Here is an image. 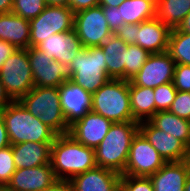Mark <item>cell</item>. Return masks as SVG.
Returning a JSON list of instances; mask_svg holds the SVG:
<instances>
[{"label":"cell","instance_id":"obj_43","mask_svg":"<svg viewBox=\"0 0 190 191\" xmlns=\"http://www.w3.org/2000/svg\"><path fill=\"white\" fill-rule=\"evenodd\" d=\"M13 0H0V14L12 11Z\"/></svg>","mask_w":190,"mask_h":191},{"label":"cell","instance_id":"obj_27","mask_svg":"<svg viewBox=\"0 0 190 191\" xmlns=\"http://www.w3.org/2000/svg\"><path fill=\"white\" fill-rule=\"evenodd\" d=\"M118 8L120 21L124 24L141 23L155 18L156 7L147 0H125Z\"/></svg>","mask_w":190,"mask_h":191},{"label":"cell","instance_id":"obj_30","mask_svg":"<svg viewBox=\"0 0 190 191\" xmlns=\"http://www.w3.org/2000/svg\"><path fill=\"white\" fill-rule=\"evenodd\" d=\"M45 7L44 0H13L11 12L27 20H31L39 16Z\"/></svg>","mask_w":190,"mask_h":191},{"label":"cell","instance_id":"obj_36","mask_svg":"<svg viewBox=\"0 0 190 191\" xmlns=\"http://www.w3.org/2000/svg\"><path fill=\"white\" fill-rule=\"evenodd\" d=\"M102 11L113 34L124 25V22L120 21V10L118 7H102Z\"/></svg>","mask_w":190,"mask_h":191},{"label":"cell","instance_id":"obj_28","mask_svg":"<svg viewBox=\"0 0 190 191\" xmlns=\"http://www.w3.org/2000/svg\"><path fill=\"white\" fill-rule=\"evenodd\" d=\"M167 52L176 64L190 65V33L171 29Z\"/></svg>","mask_w":190,"mask_h":191},{"label":"cell","instance_id":"obj_23","mask_svg":"<svg viewBox=\"0 0 190 191\" xmlns=\"http://www.w3.org/2000/svg\"><path fill=\"white\" fill-rule=\"evenodd\" d=\"M127 45L113 34L100 46L105 55L107 74L112 79L125 80Z\"/></svg>","mask_w":190,"mask_h":191},{"label":"cell","instance_id":"obj_16","mask_svg":"<svg viewBox=\"0 0 190 191\" xmlns=\"http://www.w3.org/2000/svg\"><path fill=\"white\" fill-rule=\"evenodd\" d=\"M121 174L96 166L72 177V191H119Z\"/></svg>","mask_w":190,"mask_h":191},{"label":"cell","instance_id":"obj_35","mask_svg":"<svg viewBox=\"0 0 190 191\" xmlns=\"http://www.w3.org/2000/svg\"><path fill=\"white\" fill-rule=\"evenodd\" d=\"M173 85L177 91L190 92V65L176 64Z\"/></svg>","mask_w":190,"mask_h":191},{"label":"cell","instance_id":"obj_7","mask_svg":"<svg viewBox=\"0 0 190 191\" xmlns=\"http://www.w3.org/2000/svg\"><path fill=\"white\" fill-rule=\"evenodd\" d=\"M0 79L13 101H18L34 87L27 49H18L5 61L0 68Z\"/></svg>","mask_w":190,"mask_h":191},{"label":"cell","instance_id":"obj_41","mask_svg":"<svg viewBox=\"0 0 190 191\" xmlns=\"http://www.w3.org/2000/svg\"><path fill=\"white\" fill-rule=\"evenodd\" d=\"M6 125L4 119L0 113V149L10 146Z\"/></svg>","mask_w":190,"mask_h":191},{"label":"cell","instance_id":"obj_9","mask_svg":"<svg viewBox=\"0 0 190 191\" xmlns=\"http://www.w3.org/2000/svg\"><path fill=\"white\" fill-rule=\"evenodd\" d=\"M27 54L34 86L58 88L63 82L72 79L73 71L70 64L60 63L36 47H29Z\"/></svg>","mask_w":190,"mask_h":191},{"label":"cell","instance_id":"obj_12","mask_svg":"<svg viewBox=\"0 0 190 191\" xmlns=\"http://www.w3.org/2000/svg\"><path fill=\"white\" fill-rule=\"evenodd\" d=\"M175 66L176 62L167 51L150 54L140 71L129 82L132 85L154 89L173 82Z\"/></svg>","mask_w":190,"mask_h":191},{"label":"cell","instance_id":"obj_38","mask_svg":"<svg viewBox=\"0 0 190 191\" xmlns=\"http://www.w3.org/2000/svg\"><path fill=\"white\" fill-rule=\"evenodd\" d=\"M99 5V0H68V7L74 12Z\"/></svg>","mask_w":190,"mask_h":191},{"label":"cell","instance_id":"obj_49","mask_svg":"<svg viewBox=\"0 0 190 191\" xmlns=\"http://www.w3.org/2000/svg\"><path fill=\"white\" fill-rule=\"evenodd\" d=\"M147 1L151 2L156 7L160 0H147Z\"/></svg>","mask_w":190,"mask_h":191},{"label":"cell","instance_id":"obj_25","mask_svg":"<svg viewBox=\"0 0 190 191\" xmlns=\"http://www.w3.org/2000/svg\"><path fill=\"white\" fill-rule=\"evenodd\" d=\"M132 118L140 123L148 121L155 114V94L152 88L132 85L129 82Z\"/></svg>","mask_w":190,"mask_h":191},{"label":"cell","instance_id":"obj_37","mask_svg":"<svg viewBox=\"0 0 190 191\" xmlns=\"http://www.w3.org/2000/svg\"><path fill=\"white\" fill-rule=\"evenodd\" d=\"M139 23L124 24L114 34L128 45H136V29Z\"/></svg>","mask_w":190,"mask_h":191},{"label":"cell","instance_id":"obj_5","mask_svg":"<svg viewBox=\"0 0 190 191\" xmlns=\"http://www.w3.org/2000/svg\"><path fill=\"white\" fill-rule=\"evenodd\" d=\"M91 111L113 123L134 121L130 106L129 81L110 79L92 94Z\"/></svg>","mask_w":190,"mask_h":191},{"label":"cell","instance_id":"obj_26","mask_svg":"<svg viewBox=\"0 0 190 191\" xmlns=\"http://www.w3.org/2000/svg\"><path fill=\"white\" fill-rule=\"evenodd\" d=\"M190 12V0H160L155 17L170 29L178 28Z\"/></svg>","mask_w":190,"mask_h":191},{"label":"cell","instance_id":"obj_44","mask_svg":"<svg viewBox=\"0 0 190 191\" xmlns=\"http://www.w3.org/2000/svg\"><path fill=\"white\" fill-rule=\"evenodd\" d=\"M125 0H99L101 7H119V5Z\"/></svg>","mask_w":190,"mask_h":191},{"label":"cell","instance_id":"obj_47","mask_svg":"<svg viewBox=\"0 0 190 191\" xmlns=\"http://www.w3.org/2000/svg\"><path fill=\"white\" fill-rule=\"evenodd\" d=\"M184 191H190V172L185 181Z\"/></svg>","mask_w":190,"mask_h":191},{"label":"cell","instance_id":"obj_2","mask_svg":"<svg viewBox=\"0 0 190 191\" xmlns=\"http://www.w3.org/2000/svg\"><path fill=\"white\" fill-rule=\"evenodd\" d=\"M138 131L139 123L136 121L113 123L102 142L94 149L96 166L122 174L131 142Z\"/></svg>","mask_w":190,"mask_h":191},{"label":"cell","instance_id":"obj_11","mask_svg":"<svg viewBox=\"0 0 190 191\" xmlns=\"http://www.w3.org/2000/svg\"><path fill=\"white\" fill-rule=\"evenodd\" d=\"M165 163L158 151L138 131L131 142L126 167L121 175L150 177Z\"/></svg>","mask_w":190,"mask_h":191},{"label":"cell","instance_id":"obj_48","mask_svg":"<svg viewBox=\"0 0 190 191\" xmlns=\"http://www.w3.org/2000/svg\"><path fill=\"white\" fill-rule=\"evenodd\" d=\"M0 191H14L8 185H0Z\"/></svg>","mask_w":190,"mask_h":191},{"label":"cell","instance_id":"obj_42","mask_svg":"<svg viewBox=\"0 0 190 191\" xmlns=\"http://www.w3.org/2000/svg\"><path fill=\"white\" fill-rule=\"evenodd\" d=\"M13 100L6 93L4 85L0 79V111H2L7 105H9Z\"/></svg>","mask_w":190,"mask_h":191},{"label":"cell","instance_id":"obj_1","mask_svg":"<svg viewBox=\"0 0 190 191\" xmlns=\"http://www.w3.org/2000/svg\"><path fill=\"white\" fill-rule=\"evenodd\" d=\"M50 163L57 180H70L96 167L94 149L69 134L57 135L51 145Z\"/></svg>","mask_w":190,"mask_h":191},{"label":"cell","instance_id":"obj_17","mask_svg":"<svg viewBox=\"0 0 190 191\" xmlns=\"http://www.w3.org/2000/svg\"><path fill=\"white\" fill-rule=\"evenodd\" d=\"M48 57L63 64H71L79 51L83 49L81 41L78 39L76 31L53 34L37 47Z\"/></svg>","mask_w":190,"mask_h":191},{"label":"cell","instance_id":"obj_20","mask_svg":"<svg viewBox=\"0 0 190 191\" xmlns=\"http://www.w3.org/2000/svg\"><path fill=\"white\" fill-rule=\"evenodd\" d=\"M190 172V159L166 162L151 175L154 191H184L185 181Z\"/></svg>","mask_w":190,"mask_h":191},{"label":"cell","instance_id":"obj_18","mask_svg":"<svg viewBox=\"0 0 190 191\" xmlns=\"http://www.w3.org/2000/svg\"><path fill=\"white\" fill-rule=\"evenodd\" d=\"M56 180L51 164H44L16 169L7 185L14 191H44Z\"/></svg>","mask_w":190,"mask_h":191},{"label":"cell","instance_id":"obj_32","mask_svg":"<svg viewBox=\"0 0 190 191\" xmlns=\"http://www.w3.org/2000/svg\"><path fill=\"white\" fill-rule=\"evenodd\" d=\"M15 171L12 145L0 149V185H7Z\"/></svg>","mask_w":190,"mask_h":191},{"label":"cell","instance_id":"obj_31","mask_svg":"<svg viewBox=\"0 0 190 191\" xmlns=\"http://www.w3.org/2000/svg\"><path fill=\"white\" fill-rule=\"evenodd\" d=\"M153 90L155 94V113L159 111H168L172 102L175 100L177 92L173 82L162 84Z\"/></svg>","mask_w":190,"mask_h":191},{"label":"cell","instance_id":"obj_45","mask_svg":"<svg viewBox=\"0 0 190 191\" xmlns=\"http://www.w3.org/2000/svg\"><path fill=\"white\" fill-rule=\"evenodd\" d=\"M180 31L190 33V12L186 15L183 22L178 27Z\"/></svg>","mask_w":190,"mask_h":191},{"label":"cell","instance_id":"obj_40","mask_svg":"<svg viewBox=\"0 0 190 191\" xmlns=\"http://www.w3.org/2000/svg\"><path fill=\"white\" fill-rule=\"evenodd\" d=\"M44 191H72L69 180H56Z\"/></svg>","mask_w":190,"mask_h":191},{"label":"cell","instance_id":"obj_13","mask_svg":"<svg viewBox=\"0 0 190 191\" xmlns=\"http://www.w3.org/2000/svg\"><path fill=\"white\" fill-rule=\"evenodd\" d=\"M139 131L158 151L165 162H177L190 159V149L182 141L154 127L149 121L140 122Z\"/></svg>","mask_w":190,"mask_h":191},{"label":"cell","instance_id":"obj_29","mask_svg":"<svg viewBox=\"0 0 190 191\" xmlns=\"http://www.w3.org/2000/svg\"><path fill=\"white\" fill-rule=\"evenodd\" d=\"M150 53L138 45H127L125 80L130 81L147 61Z\"/></svg>","mask_w":190,"mask_h":191},{"label":"cell","instance_id":"obj_4","mask_svg":"<svg viewBox=\"0 0 190 191\" xmlns=\"http://www.w3.org/2000/svg\"><path fill=\"white\" fill-rule=\"evenodd\" d=\"M18 101L57 135L68 134L69 126L62 112L57 87L34 86Z\"/></svg>","mask_w":190,"mask_h":191},{"label":"cell","instance_id":"obj_15","mask_svg":"<svg viewBox=\"0 0 190 191\" xmlns=\"http://www.w3.org/2000/svg\"><path fill=\"white\" fill-rule=\"evenodd\" d=\"M113 122L93 111L69 126L68 134L84 146L95 149L108 133Z\"/></svg>","mask_w":190,"mask_h":191},{"label":"cell","instance_id":"obj_39","mask_svg":"<svg viewBox=\"0 0 190 191\" xmlns=\"http://www.w3.org/2000/svg\"><path fill=\"white\" fill-rule=\"evenodd\" d=\"M18 48L4 40H0V68L3 66L5 61L17 52Z\"/></svg>","mask_w":190,"mask_h":191},{"label":"cell","instance_id":"obj_14","mask_svg":"<svg viewBox=\"0 0 190 191\" xmlns=\"http://www.w3.org/2000/svg\"><path fill=\"white\" fill-rule=\"evenodd\" d=\"M62 112L68 126L80 120L92 109V94L71 80L58 87Z\"/></svg>","mask_w":190,"mask_h":191},{"label":"cell","instance_id":"obj_6","mask_svg":"<svg viewBox=\"0 0 190 191\" xmlns=\"http://www.w3.org/2000/svg\"><path fill=\"white\" fill-rule=\"evenodd\" d=\"M101 47L83 48L71 62V81L93 94L111 78Z\"/></svg>","mask_w":190,"mask_h":191},{"label":"cell","instance_id":"obj_3","mask_svg":"<svg viewBox=\"0 0 190 191\" xmlns=\"http://www.w3.org/2000/svg\"><path fill=\"white\" fill-rule=\"evenodd\" d=\"M11 145L22 142H54L57 134L39 117L33 116L19 101L0 111Z\"/></svg>","mask_w":190,"mask_h":191},{"label":"cell","instance_id":"obj_33","mask_svg":"<svg viewBox=\"0 0 190 191\" xmlns=\"http://www.w3.org/2000/svg\"><path fill=\"white\" fill-rule=\"evenodd\" d=\"M120 189L122 191H154V186L149 177L121 175Z\"/></svg>","mask_w":190,"mask_h":191},{"label":"cell","instance_id":"obj_22","mask_svg":"<svg viewBox=\"0 0 190 191\" xmlns=\"http://www.w3.org/2000/svg\"><path fill=\"white\" fill-rule=\"evenodd\" d=\"M0 40H4L18 49L30 47L29 20L13 12L0 14Z\"/></svg>","mask_w":190,"mask_h":191},{"label":"cell","instance_id":"obj_24","mask_svg":"<svg viewBox=\"0 0 190 191\" xmlns=\"http://www.w3.org/2000/svg\"><path fill=\"white\" fill-rule=\"evenodd\" d=\"M154 127L175 136L190 149V121L169 111L156 112L149 120Z\"/></svg>","mask_w":190,"mask_h":191},{"label":"cell","instance_id":"obj_46","mask_svg":"<svg viewBox=\"0 0 190 191\" xmlns=\"http://www.w3.org/2000/svg\"><path fill=\"white\" fill-rule=\"evenodd\" d=\"M46 6H68V0H44Z\"/></svg>","mask_w":190,"mask_h":191},{"label":"cell","instance_id":"obj_19","mask_svg":"<svg viewBox=\"0 0 190 191\" xmlns=\"http://www.w3.org/2000/svg\"><path fill=\"white\" fill-rule=\"evenodd\" d=\"M170 31L171 29L156 17L143 21L136 29V45L150 54L166 52Z\"/></svg>","mask_w":190,"mask_h":191},{"label":"cell","instance_id":"obj_8","mask_svg":"<svg viewBox=\"0 0 190 191\" xmlns=\"http://www.w3.org/2000/svg\"><path fill=\"white\" fill-rule=\"evenodd\" d=\"M29 24L30 47H37L53 34L73 30L74 12L68 6H46Z\"/></svg>","mask_w":190,"mask_h":191},{"label":"cell","instance_id":"obj_21","mask_svg":"<svg viewBox=\"0 0 190 191\" xmlns=\"http://www.w3.org/2000/svg\"><path fill=\"white\" fill-rule=\"evenodd\" d=\"M53 142H22L12 145L16 169L33 168L50 163Z\"/></svg>","mask_w":190,"mask_h":191},{"label":"cell","instance_id":"obj_34","mask_svg":"<svg viewBox=\"0 0 190 191\" xmlns=\"http://www.w3.org/2000/svg\"><path fill=\"white\" fill-rule=\"evenodd\" d=\"M168 111L190 121V92L177 91Z\"/></svg>","mask_w":190,"mask_h":191},{"label":"cell","instance_id":"obj_10","mask_svg":"<svg viewBox=\"0 0 190 191\" xmlns=\"http://www.w3.org/2000/svg\"><path fill=\"white\" fill-rule=\"evenodd\" d=\"M74 30L83 48L100 47L113 35L100 5L74 13Z\"/></svg>","mask_w":190,"mask_h":191}]
</instances>
